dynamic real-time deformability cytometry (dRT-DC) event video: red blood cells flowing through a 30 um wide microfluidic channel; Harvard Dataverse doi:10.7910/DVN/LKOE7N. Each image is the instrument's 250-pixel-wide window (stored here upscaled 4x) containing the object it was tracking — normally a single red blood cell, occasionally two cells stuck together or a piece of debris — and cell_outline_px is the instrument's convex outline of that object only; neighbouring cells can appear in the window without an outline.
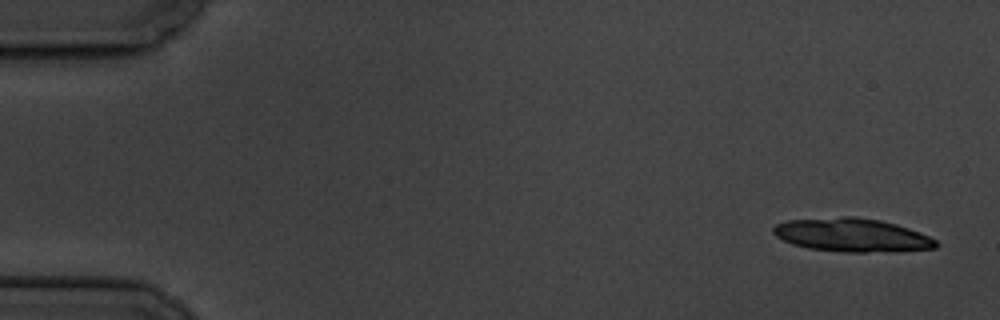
{"species": "common noctule bat (a hibernating species)", "species_latin": "Nyctalus noctula", "temperature_condition": "cold", "stored_images_in_passage": 15, "camera_frame_rate_fps": 3000, "um_per_image_px": 0.085, "animal": {"sex": "male", "body_mass_g": 19.5, "forearm_length_mm": 54.6}, "frame": {"image": 1, "passage_image": 1, "time_ms": 0.0, "image_size_px": [1000, 320], "cell_outline_px": [[940, 244], [936, 248], [864, 252], [844, 252], [808, 248], [792, 244], [776, 236], [772, 232], [772, 228], [776, 224], [788, 220], [840, 216], [856, 216], [880, 220], [896, 224], [920, 232], [936, 240]], "centroid_in_image_um": [72.39, 19.96], "position_along_channel_um": 12.6, "area_um2": 31.62}}
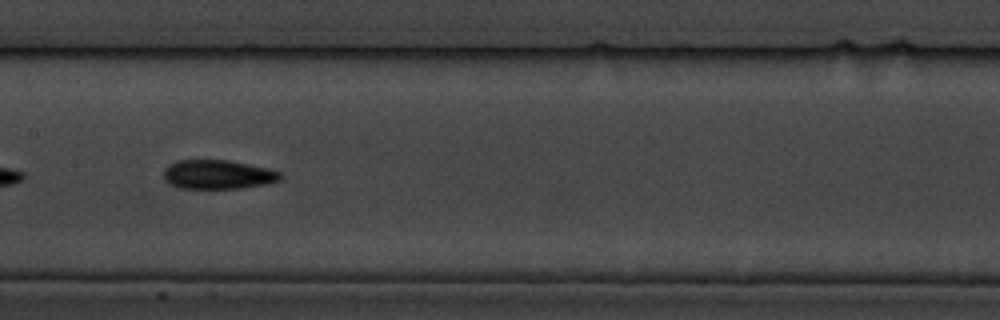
{"frame": {"image": 2, "passage_image": 8, "time_ms": 9.0, "image_size_px": [1000, 320], "cell_outline_px": [[284, 176], [280, 180], [268, 184], [240, 188], [180, 188], [168, 184], [164, 180], [164, 168], [168, 164], [176, 160], [228, 160], [268, 168], [280, 172]], "centroid_in_image_um": [18.51, 14.83], "position_along_channel_um": 188.9, "area_um2": 20.0}}
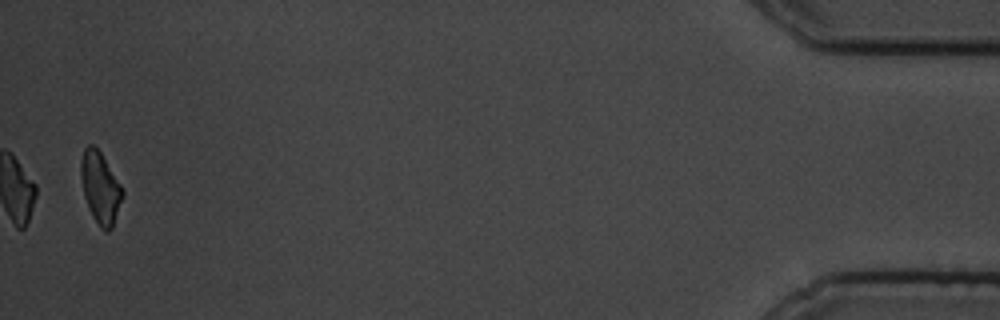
{"frame": {"image": 3, "passage_image": 15, "time_ms": 18.333, "image_size_px": [1000, 320], "cell_outline_px": [[124, 196], [112, 228], [108, 232], [104, 232], [100, 228], [92, 216], [88, 208], [84, 196], [80, 176], [80, 160], [84, 148], [88, 144], [92, 144], [100, 152], [120, 184], [124, 192]], "centroid_in_image_um": [8.51, 15.99], "position_along_channel_um": 426.7, "area_um2": 17.46}, "authors_computed_cell_mechanics": {"area_um2": 19.9988, "velocity_mm_per_s": 3.4513, "shape_relaxation_time_tau1_ms": 7.7884, "shape_relaxation_time_tau2_ms": 4.1402, "deformation_change_tau1": 0.1486, "deformation_change_tau2": 0.1126}}